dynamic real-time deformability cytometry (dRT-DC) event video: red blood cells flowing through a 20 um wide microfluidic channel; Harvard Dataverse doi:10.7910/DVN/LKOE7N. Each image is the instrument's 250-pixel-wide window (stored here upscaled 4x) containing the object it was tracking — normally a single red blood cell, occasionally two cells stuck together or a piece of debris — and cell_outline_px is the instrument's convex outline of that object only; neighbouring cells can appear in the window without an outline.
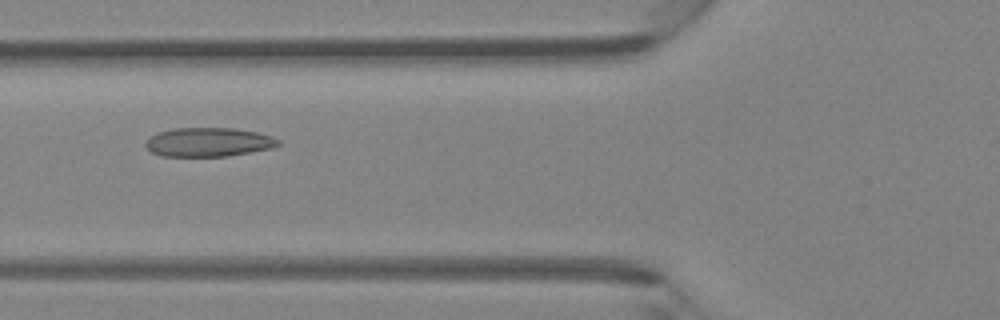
{"species": "Egyptian fruit bat (a non-hibernating species)", "species_latin": "Rousettus aegyptiacus", "temperature_condition": "room temperature", "stored_images_in_passage": 39, "camera_frame_rate_fps": 3000, "um_per_image_px": 0.085, "animal": {"sex": "female"}, "frame": {"image": 1, "passage_image": 11, "time_ms": 3.333, "image_size_px": [1000, 320], "cell_outline_px": [[280, 144], [272, 148], [228, 156], [160, 156], [152, 152], [144, 144], [156, 132], [172, 128], [232, 128], [256, 132], [272, 136], [280, 140]], "centroid_in_image_um": [17.72, 12.08], "position_along_channel_um": 108.1, "area_um2": 22.37}}
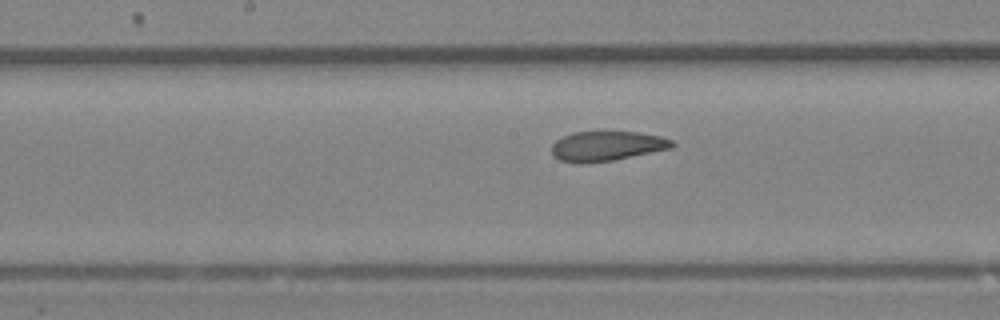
{"frame": {"image": 2, "passage_image": 17, "time_ms": 5.333, "image_size_px": [1000, 320], "cell_outline_px": [[676, 144], [672, 148], [612, 160], [580, 164], [576, 164], [560, 160], [552, 156], [552, 144], [556, 140], [572, 132], [636, 132], [660, 136], [672, 140]], "centroid_in_image_um": [51.55, 12.42], "position_along_channel_um": 196.7, "area_um2": 20.87}}
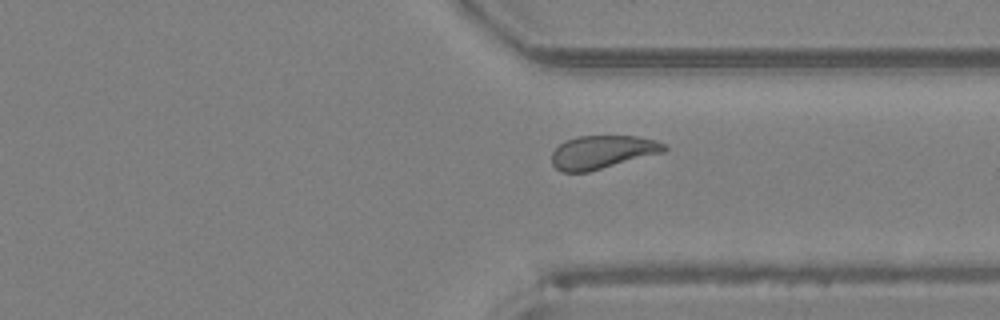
{"frame": {"image": 3, "passage_image": 28, "time_ms": 9.0, "image_size_px": [1000, 320], "cell_outline_px": [[668, 148], [664, 152], [588, 172], [560, 172], [552, 164], [552, 152], [560, 144], [576, 136], [636, 136], [656, 140], [664, 144]], "centroid_in_image_um": [51.2, 12.93], "position_along_channel_um": 360.2, "area_um2": 21.73}}